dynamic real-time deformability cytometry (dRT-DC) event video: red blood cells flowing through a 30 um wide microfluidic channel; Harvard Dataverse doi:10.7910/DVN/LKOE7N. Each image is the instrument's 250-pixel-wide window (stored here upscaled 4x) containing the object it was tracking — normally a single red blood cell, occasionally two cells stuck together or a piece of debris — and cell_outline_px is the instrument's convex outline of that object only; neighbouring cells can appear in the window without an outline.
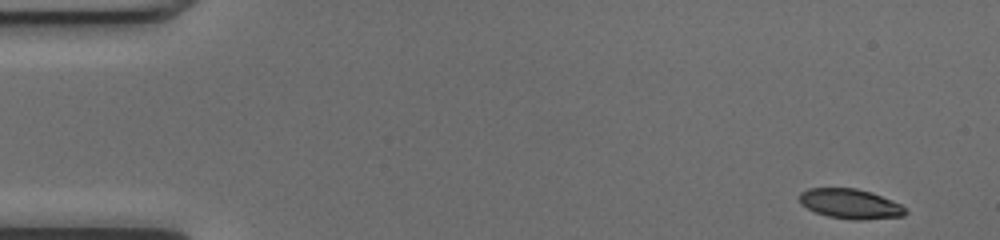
{"species": "common noctule bat (a hibernating species)", "species_latin": "Nyctalus noctula", "temperature_condition": "cold", "stored_images_in_passage": 49, "camera_frame_rate_fps": 3000, "um_per_image_px": 0.085, "animal": {"sex": "female", "body_mass_g": 17.0, "forearm_length_mm": 48.0}, "frame": {"image": 1, "passage_image": 1, "time_ms": 0.0, "image_size_px": [1000, 240], "cell_outline_px": [[908, 212], [904, 216], [860, 220], [856, 220], [828, 216], [816, 212], [800, 204], [800, 192], [808, 188], [856, 188], [872, 192], [900, 204]], "centroid_in_image_um": [72.27, 17.32], "position_along_channel_um": 12.7, "area_um2": 18.32}}
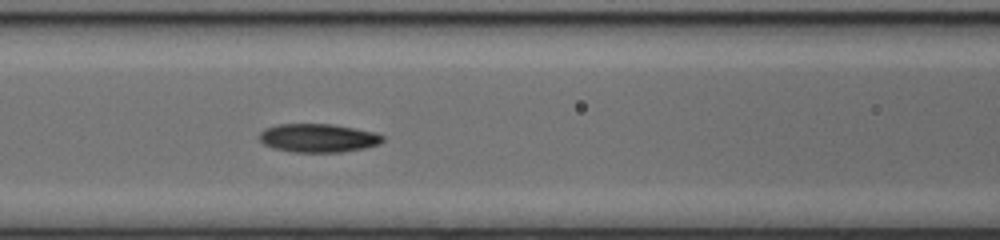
{"frame": {"image": 2, "passage_image": 20, "time_ms": 6.333, "image_size_px": [1000, 240], "cell_outline_px": [[384, 140], [380, 144], [364, 148], [340, 152], [292, 152], [272, 148], [264, 144], [260, 140], [260, 132], [264, 128], [276, 124], [332, 124], [376, 132], [384, 136]], "centroid_in_image_um": [27.04, 11.73], "position_along_channel_um": 139.6, "area_um2": 20.63}}
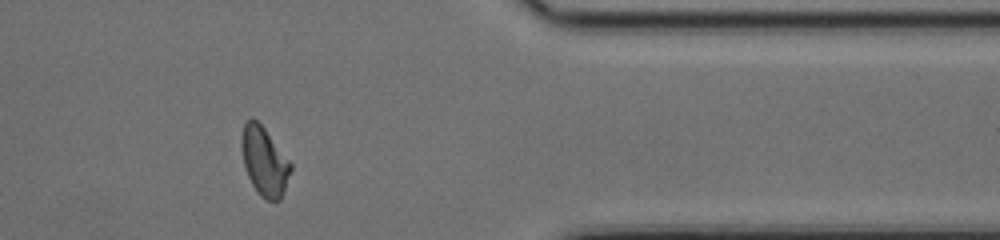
{"frame": {"image": 3, "passage_image": 40, "time_ms": 13.0, "image_size_px": [1000, 240], "cell_outline_px": [[292, 168], [280, 200], [268, 200], [260, 196], [252, 184], [248, 176], [244, 164], [240, 148], [240, 140], [244, 124], [252, 116], [264, 128], [292, 164]], "centroid_in_image_um": [22.45, 13.7], "position_along_channel_um": 389.0, "area_um2": 19.48}, "authors_computed_cell_mechanics": {"area_um2": 19.8832, "velocity_mm_per_s": 4.0432, "shape_relaxation_time_tau1_ms": 5.8825, "shape_relaxation_time_tau2_ms": 2.9408, "deformation_change_tau1": 0.1739, "deformation_change_tau2": 0.0795}}